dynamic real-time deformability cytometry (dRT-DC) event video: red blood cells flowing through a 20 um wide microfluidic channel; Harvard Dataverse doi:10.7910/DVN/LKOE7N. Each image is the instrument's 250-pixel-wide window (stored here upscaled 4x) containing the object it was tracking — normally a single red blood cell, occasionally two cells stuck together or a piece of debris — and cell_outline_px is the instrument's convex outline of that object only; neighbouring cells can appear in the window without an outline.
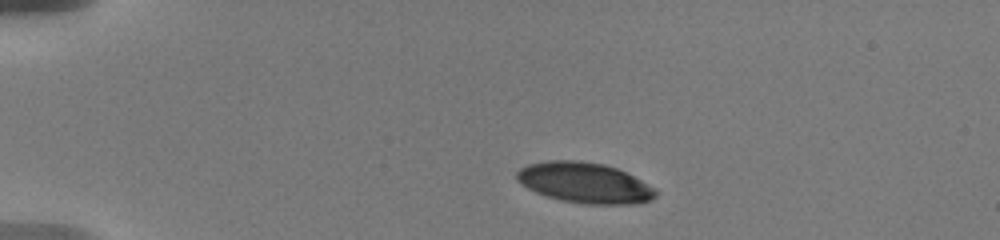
{"species": "human", "species_latin": "Homo sapiens", "temperature_condition": "warm", "stored_images_in_passage": 34, "camera_frame_rate_fps": 3000, "um_per_image_px": 0.085, "donor": {"sex": "male"}, "frame": {"image": 1, "passage_image": 1, "time_ms": 0.0, "image_size_px": [1000, 240], "cell_outline_px": [[656, 196], [648, 200], [632, 204], [588, 204], [560, 200], [536, 192], [528, 188], [516, 180], [516, 172], [520, 168], [528, 164], [548, 160], [576, 160], [604, 164], [616, 168], [656, 188]], "centroid_in_image_um": [49.66, 15.53], "position_along_channel_um": 35.3, "area_um2": 32.54}}
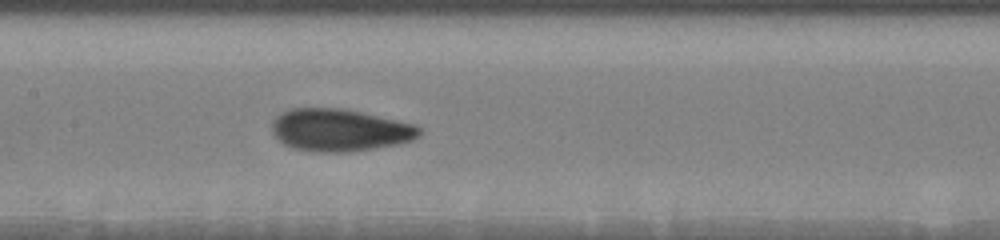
{"frame": {"image": 2, "passage_image": 16, "time_ms": 5.667, "image_size_px": [1000, 240], "cell_outline_px": [[420, 132], [412, 140], [396, 144], [352, 152], [320, 152], [292, 148], [284, 144], [272, 132], [272, 120], [276, 116], [292, 108], [344, 108], [412, 124], [420, 128]], "centroid_in_image_um": [28.82, 11.06], "position_along_channel_um": 178.6, "area_um2": 36.01}}
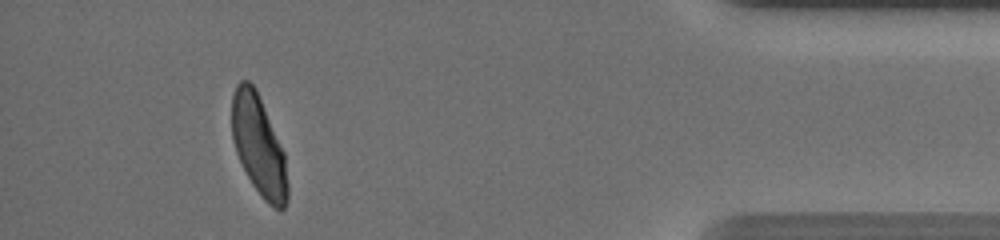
{"frame": {"image": 3, "passage_image": 33, "time_ms": 13.333, "image_size_px": [1000, 240], "cell_outline_px": [[288, 200], [284, 208], [276, 208], [268, 204], [264, 200], [252, 184], [236, 152], [232, 140], [232, 96], [236, 84], [240, 80], [248, 80], [256, 88], [284, 152], [288, 184]], "centroid_in_image_um": [21.99, 12.36], "position_along_channel_um": 413.2, "area_um2": 32.37}, "authors_computed_cell_mechanics": {"area_um2": 34.7089, "velocity_mm_per_s": 3.6499, "shape_relaxation_time_tau1_ms": 3.7455, "shape_relaxation_time_tau2_ms": 1.1666, "deformation_change_tau1": 0.1711, "deformation_change_tau2": 0.0656}}